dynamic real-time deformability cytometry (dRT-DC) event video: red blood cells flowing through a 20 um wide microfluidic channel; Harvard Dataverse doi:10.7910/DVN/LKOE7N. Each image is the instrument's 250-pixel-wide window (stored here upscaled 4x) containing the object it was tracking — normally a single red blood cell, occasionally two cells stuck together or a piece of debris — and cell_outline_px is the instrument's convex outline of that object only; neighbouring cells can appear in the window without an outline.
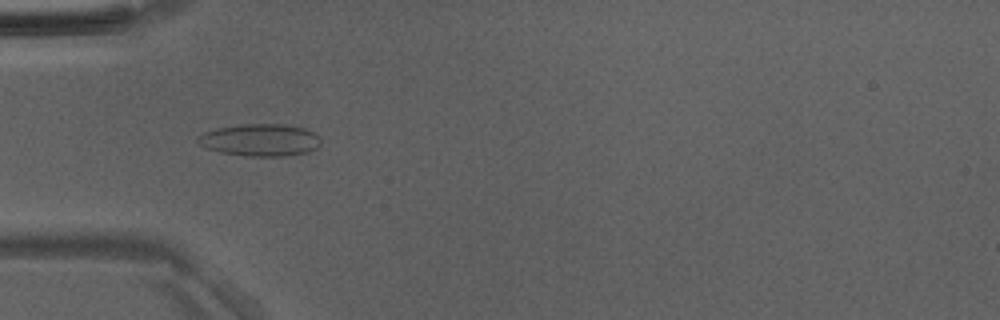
{"species": "Egyptian fruit bat (a non-hibernating species)", "species_latin": "Rousettus aegyptiacus", "temperature_condition": "room temperature", "stored_images_in_passage": 40, "camera_frame_rate_fps": 3000, "um_per_image_px": 0.085, "animal": {"sex": "male"}, "frame": {"image": 1, "passage_image": 7, "time_ms": 2.0, "image_size_px": [1000, 320], "cell_outline_px": [[320, 144], [316, 148], [308, 152], [288, 156], [248, 156], [220, 152], [208, 148], [200, 144], [196, 140], [204, 132], [216, 128], [244, 124], [284, 124], [304, 128], [320, 136]], "centroid_in_image_um": [22.15, 11.9], "position_along_channel_um": 62.9, "area_um2": 23.0}}
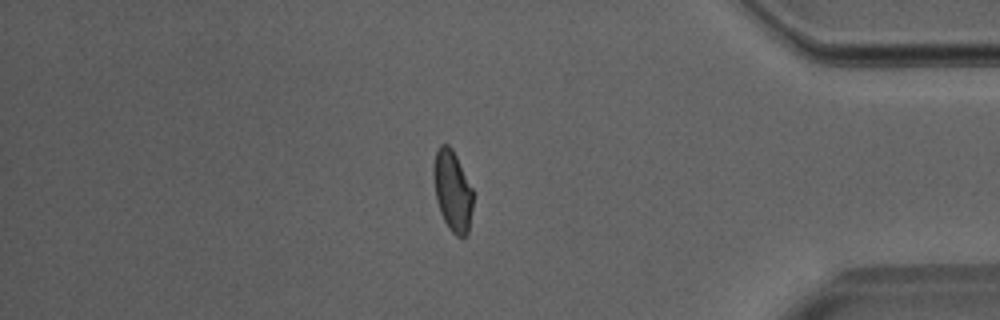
{"frame": {"image": 2, "passage_image": 33, "time_ms": 10.667, "image_size_px": [1000, 320], "cell_outline_px": [[472, 208], [468, 232], [464, 236], [456, 236], [448, 228], [440, 212], [436, 200], [432, 176], [432, 168], [436, 152], [440, 144], [448, 144], [452, 148], [472, 188]], "centroid_in_image_um": [38.43, 16.21], "position_along_channel_um": 396.8, "area_um2": 18.55}}
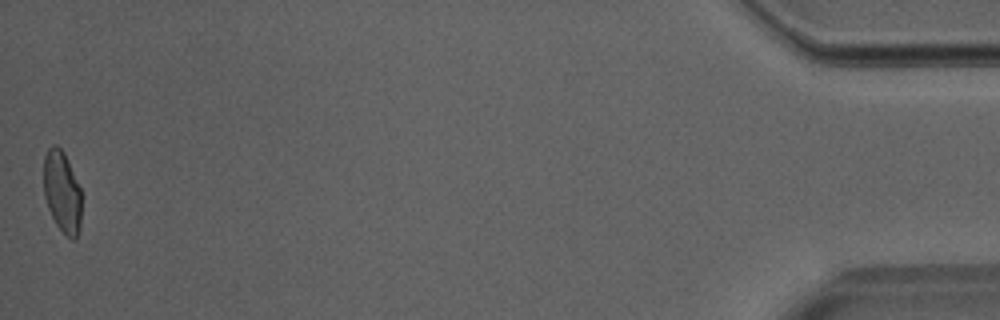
{"frame": {"image": 3, "passage_image": 40, "time_ms": 13.0, "image_size_px": [1000, 320], "cell_outline_px": [[80, 228], [76, 240], [72, 240], [56, 224], [48, 208], [44, 196], [44, 156], [48, 148], [52, 144], [56, 144], [64, 152], [80, 188]], "centroid_in_image_um": [5.27, 16.29], "position_along_channel_um": 429.9, "area_um2": 17.86}}